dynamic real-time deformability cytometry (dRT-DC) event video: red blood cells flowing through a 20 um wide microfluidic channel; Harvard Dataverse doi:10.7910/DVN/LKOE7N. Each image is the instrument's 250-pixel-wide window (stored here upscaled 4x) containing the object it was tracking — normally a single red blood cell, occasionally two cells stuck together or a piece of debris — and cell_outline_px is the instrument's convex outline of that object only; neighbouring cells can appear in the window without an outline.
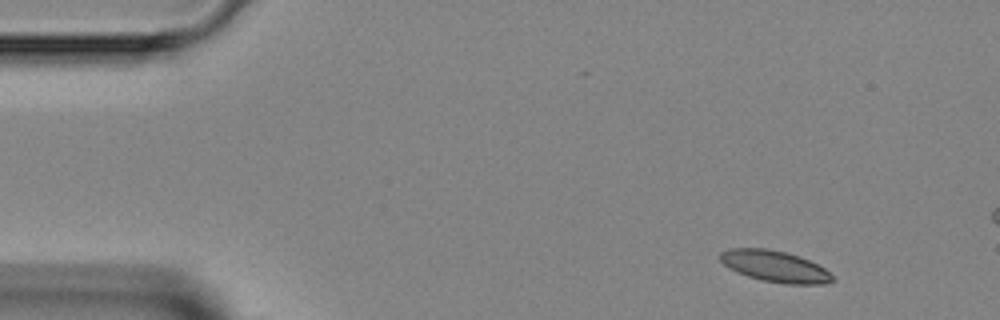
{"species": "Egyptian fruit bat (a non-hibernating species)", "species_latin": "Rousettus aegyptiacus", "temperature_condition": "room temperature", "stored_images_in_passage": 9, "camera_frame_rate_fps": 3000, "um_per_image_px": 0.085, "animal": {"sex": "female"}, "frame": {"image": 1, "passage_image": 1, "time_ms": 0.0, "image_size_px": [1000, 320], "cell_outline_px": [[836, 280], [824, 284], [784, 284], [764, 280], [748, 276], [736, 272], [728, 268], [720, 260], [720, 252], [728, 248], [768, 248], [800, 256], [824, 268]], "centroid_in_image_um": [65.84, 22.63], "position_along_channel_um": 19.2, "area_um2": 20.46}}